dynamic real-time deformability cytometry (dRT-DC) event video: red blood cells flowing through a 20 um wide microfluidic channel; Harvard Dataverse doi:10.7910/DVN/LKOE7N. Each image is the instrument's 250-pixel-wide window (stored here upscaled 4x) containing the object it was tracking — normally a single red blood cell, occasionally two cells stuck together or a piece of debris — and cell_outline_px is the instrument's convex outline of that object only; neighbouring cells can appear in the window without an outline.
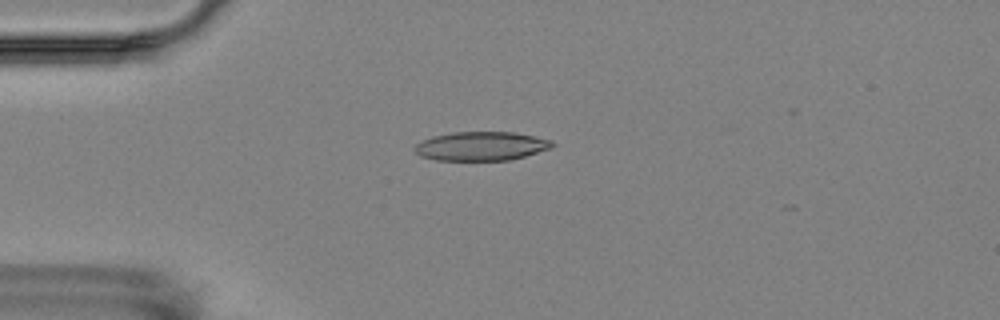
{"species": "Egyptian fruit bat (a non-hibernating species)", "species_latin": "Rousettus aegyptiacus", "temperature_condition": "room temperature", "stored_images_in_passage": 7, "camera_frame_rate_fps": 3000, "um_per_image_px": 0.085, "animal": {"sex": "female"}, "frame": {"image": 1, "passage_image": 4, "time_ms": 3.667, "image_size_px": [1000, 320], "cell_outline_px": [[556, 144], [552, 148], [524, 156], [508, 160], [436, 160], [420, 156], [412, 148], [420, 140], [432, 136], [452, 132], [512, 132], [552, 140]], "centroid_in_image_um": [40.87, 12.42], "position_along_channel_um": 44.1, "area_um2": 23.24}}